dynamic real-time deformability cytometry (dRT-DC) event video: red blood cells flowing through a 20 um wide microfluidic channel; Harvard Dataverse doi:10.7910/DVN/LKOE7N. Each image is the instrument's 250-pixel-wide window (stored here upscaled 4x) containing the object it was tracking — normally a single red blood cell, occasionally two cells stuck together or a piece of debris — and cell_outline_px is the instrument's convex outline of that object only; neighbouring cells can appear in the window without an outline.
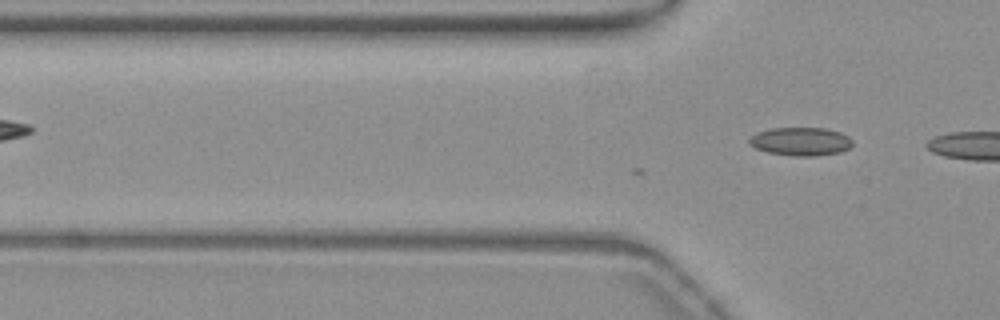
{"species": "common noctule bat (a hibernating species)", "species_latin": "Nyctalus noctula", "temperature_condition": "warm", "stored_images_in_passage": 2, "camera_frame_rate_fps": 3000, "um_per_image_px": 0.085, "animal": {"sex": "female", "body_mass_g": 19.3, "forearm_length_mm": 54.1}, "frame": {"image": 1, "passage_image": 2, "time_ms": 0.333, "image_size_px": [1000, 320], "cell_outline_px": [[852, 144], [848, 148], [840, 152], [816, 156], [792, 156], [768, 152], [756, 148], [748, 144], [748, 140], [756, 132], [772, 128], [824, 128], [840, 132], [848, 136], [852, 140]], "centroid_in_image_um": [68.04, 12.02], "position_along_channel_um": 57.8, "area_um2": 17.05}}